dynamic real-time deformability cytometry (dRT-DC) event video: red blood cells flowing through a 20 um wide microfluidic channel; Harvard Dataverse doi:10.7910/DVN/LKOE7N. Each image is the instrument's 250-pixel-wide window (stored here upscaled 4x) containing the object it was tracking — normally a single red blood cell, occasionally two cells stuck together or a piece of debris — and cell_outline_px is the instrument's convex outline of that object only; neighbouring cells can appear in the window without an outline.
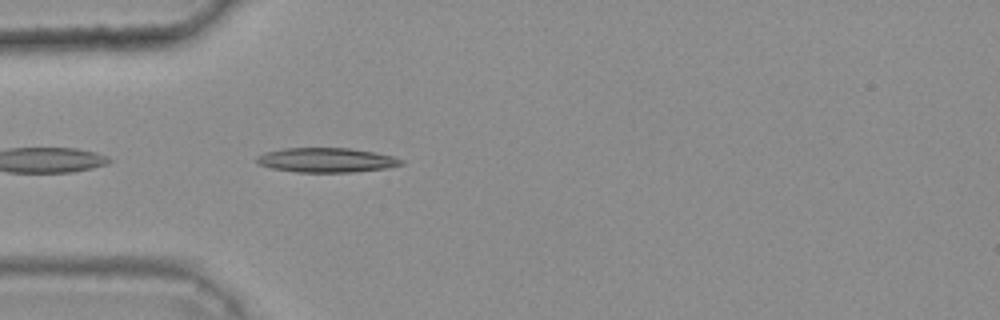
{"species": "common noctule bat (a hibernating species)", "species_latin": "Nyctalus noctula", "temperature_condition": "warm", "stored_images_in_passage": 9, "camera_frame_rate_fps": 3000, "um_per_image_px": 0.085, "animal": {"sex": "female", "body_mass_g": 25.1}, "frame": {"image": 1, "passage_image": 2, "time_ms": 0.333, "image_size_px": [1000, 320], "cell_outline_px": [[404, 164], [384, 168], [352, 172], [296, 172], [272, 168], [260, 164], [256, 160], [256, 156], [264, 152], [284, 148], [348, 148], [372, 152], [392, 156], [404, 160]], "centroid_in_image_um": [27.72, 13.6], "position_along_channel_um": 57.3, "area_um2": 20.46}}
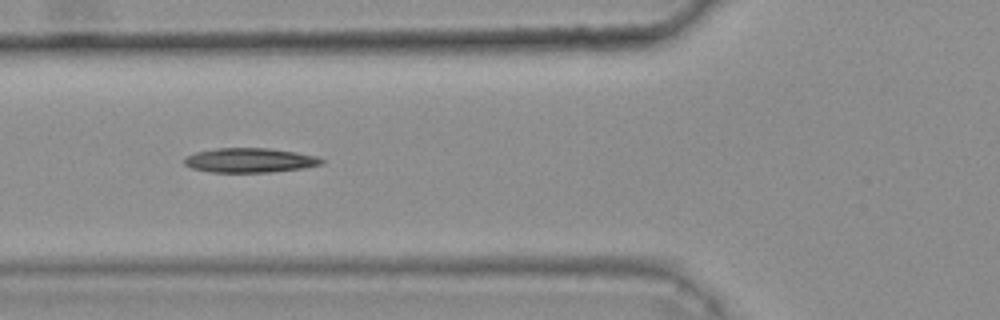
{"frame": {"image": 2, "passage_image": 6, "time_ms": 1.667, "image_size_px": [1000, 320], "cell_outline_px": [[324, 164], [304, 168], [272, 172], [212, 172], [192, 168], [184, 164], [184, 160], [188, 156], [196, 152], [216, 148], [268, 148], [296, 152], [316, 156], [324, 160]], "centroid_in_image_um": [21.27, 13.62], "position_along_channel_um": 104.5, "area_um2": 19.54}}